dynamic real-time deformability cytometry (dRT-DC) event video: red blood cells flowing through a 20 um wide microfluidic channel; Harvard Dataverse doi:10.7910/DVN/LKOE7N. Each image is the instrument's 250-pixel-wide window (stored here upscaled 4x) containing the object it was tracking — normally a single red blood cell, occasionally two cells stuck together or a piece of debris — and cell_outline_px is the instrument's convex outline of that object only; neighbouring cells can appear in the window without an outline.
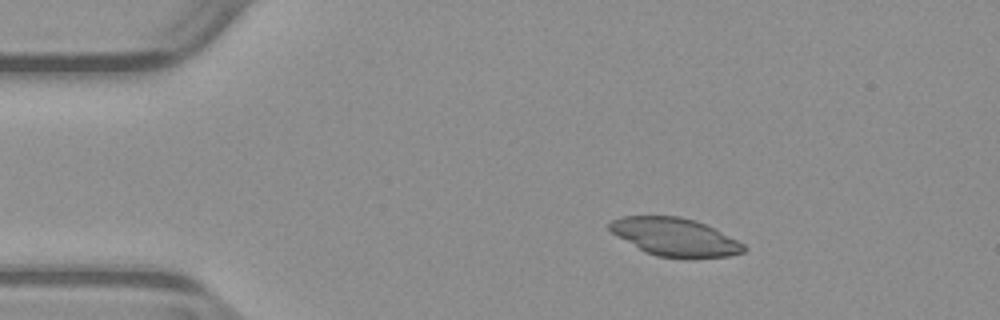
{"species": "common noctule bat (a hibernating species)", "species_latin": "Nyctalus noctula", "temperature_condition": "warm", "stored_images_in_passage": 51, "camera_frame_rate_fps": 3000, "um_per_image_px": 0.085, "animal": {"sex": "male", "body_mass_g": 23.1, "forearm_length_mm": 52.7}, "frame": {"image": 1, "passage_image": 8, "time_ms": 2.333, "image_size_px": [1000, 320], "cell_outline_px": [[748, 248], [744, 252], [728, 256], [692, 260], [684, 260], [656, 256], [644, 252], [612, 232], [608, 228], [608, 224], [612, 220], [620, 216], [680, 216], [696, 220], [744, 244]], "centroid_in_image_um": [57.38, 20.18], "position_along_channel_um": 27.6, "area_um2": 30.11}}